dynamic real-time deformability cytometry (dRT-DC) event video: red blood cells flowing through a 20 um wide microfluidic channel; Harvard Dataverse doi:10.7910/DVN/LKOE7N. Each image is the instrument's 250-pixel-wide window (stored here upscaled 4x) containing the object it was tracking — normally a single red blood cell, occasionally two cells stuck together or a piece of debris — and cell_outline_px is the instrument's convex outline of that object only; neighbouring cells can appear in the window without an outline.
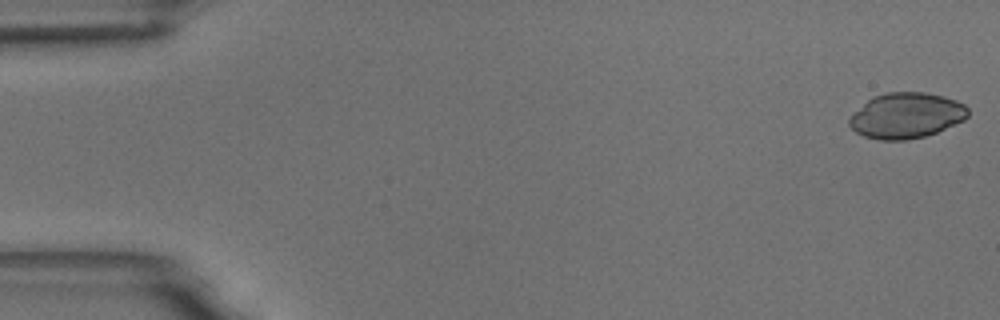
{"species": "common noctule bat (a hibernating species)", "species_latin": "Nyctalus noctula", "temperature_condition": "room temperature", "stored_images_in_passage": 6, "camera_frame_rate_fps": 3000, "um_per_image_px": 0.085, "animal": {"sex": "male", "body_mass_g": 18.8}, "frame": {"image": 1, "passage_image": 1, "time_ms": 0.0, "image_size_px": [1000, 320], "cell_outline_px": [[968, 116], [964, 120], [936, 132], [924, 136], [908, 140], [880, 140], [864, 136], [856, 132], [848, 124], [848, 120], [872, 96], [888, 92], [924, 92], [944, 96], [956, 100], [964, 104], [968, 108]], "centroid_in_image_um": [77.05, 9.82], "position_along_channel_um": 7.9, "area_um2": 31.33}}